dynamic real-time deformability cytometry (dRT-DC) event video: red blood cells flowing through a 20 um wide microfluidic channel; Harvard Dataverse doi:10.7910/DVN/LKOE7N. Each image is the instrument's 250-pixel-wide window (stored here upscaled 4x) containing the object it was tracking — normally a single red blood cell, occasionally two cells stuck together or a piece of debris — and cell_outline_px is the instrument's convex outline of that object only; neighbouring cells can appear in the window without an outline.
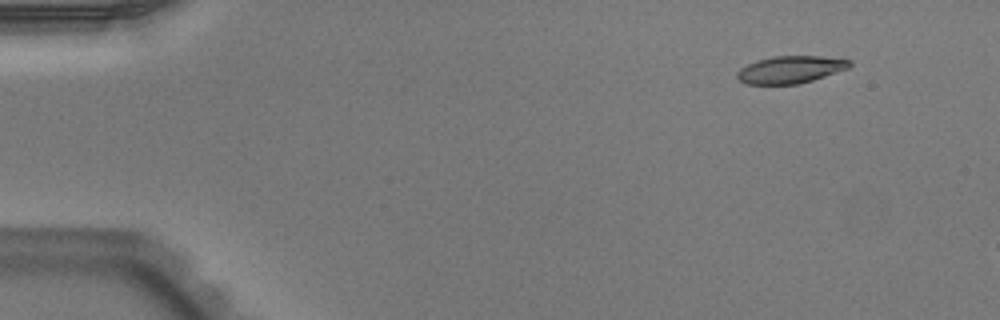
{"species": "Egyptian fruit bat (a non-hibernating species)", "species_latin": "Rousettus aegyptiacus", "temperature_condition": "warm", "stored_images_in_passage": 8, "camera_frame_rate_fps": 3000, "um_per_image_px": 0.085, "animal": {"sex": "male"}, "frame": {"image": 1, "passage_image": 1, "time_ms": 0.0, "image_size_px": [1000, 320], "cell_outline_px": [[852, 64], [848, 68], [800, 84], [744, 84], [736, 76], [736, 72], [740, 68], [756, 60], [772, 56], [820, 56], [852, 60]], "centroid_in_image_um": [67.16, 5.91], "position_along_channel_um": 17.8, "area_um2": 17.92}}